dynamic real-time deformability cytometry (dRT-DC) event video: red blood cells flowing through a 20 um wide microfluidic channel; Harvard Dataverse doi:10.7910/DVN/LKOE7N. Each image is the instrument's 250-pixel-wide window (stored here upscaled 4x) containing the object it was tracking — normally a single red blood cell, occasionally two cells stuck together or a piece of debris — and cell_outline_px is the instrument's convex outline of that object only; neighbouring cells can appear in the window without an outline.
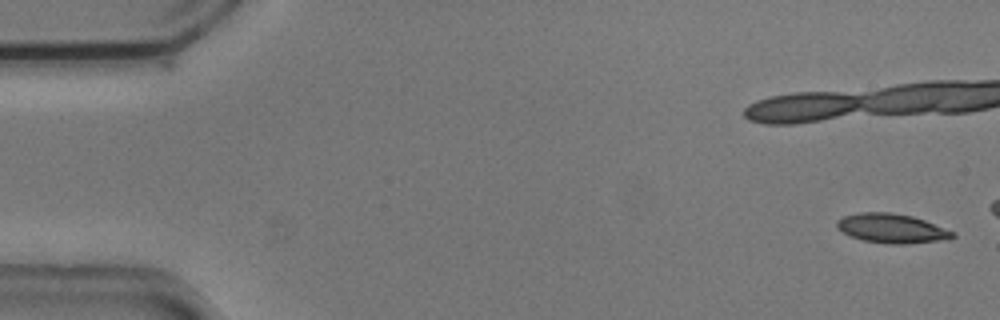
{"species": "common noctule bat (a hibernating species)", "species_latin": "Nyctalus noctula", "temperature_condition": "cold", "stored_images_in_passage": 14, "camera_frame_rate_fps": 3000, "um_per_image_px": 0.085, "animal": {"sex": "male", "body_mass_g": 20.5, "forearm_length_mm": 52.5}, "frame": {"image": 1, "passage_image": 1, "time_ms": 0.0, "image_size_px": [1000, 320], "cell_outline_px": [[956, 236], [940, 240], [904, 244], [892, 244], [864, 240], [848, 236], [836, 228], [836, 220], [844, 216], [860, 212], [892, 212], [912, 216], [924, 220], [956, 232]], "centroid_in_image_um": [75.76, 19.4], "position_along_channel_um": 9.2, "area_um2": 19.77}}